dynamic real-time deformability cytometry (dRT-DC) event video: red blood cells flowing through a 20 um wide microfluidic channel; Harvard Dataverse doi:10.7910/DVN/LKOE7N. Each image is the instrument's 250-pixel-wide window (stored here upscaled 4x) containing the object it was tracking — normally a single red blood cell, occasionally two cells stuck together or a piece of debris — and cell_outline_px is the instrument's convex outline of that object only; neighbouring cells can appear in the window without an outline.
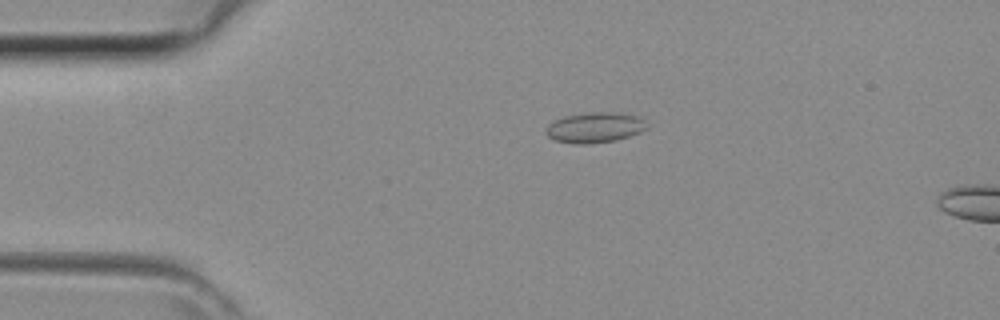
{"species": "common noctule bat (a hibernating species)", "species_latin": "Nyctalus noctula", "temperature_condition": "room temperature", "stored_images_in_passage": 40, "segment_of_instrument_passage": [1, 2], "camera_frame_rate_fps": 3000, "um_per_image_px": 0.085, "animal": {"sex": "female", "body_mass_g": 29.2, "forearm_length_mm": 56.3}, "frame": {"image": 1, "passage_image": 5, "time_ms": 1.333, "image_size_px": [1000, 320], "cell_outline_px": [[648, 128], [640, 132], [616, 140], [588, 144], [572, 144], [556, 140], [548, 136], [544, 132], [548, 124], [564, 116], [592, 112], [616, 112], [636, 116], [644, 120]], "centroid_in_image_um": [50.54, 10.84], "position_along_channel_um": 34.5, "area_um2": 17.8}}
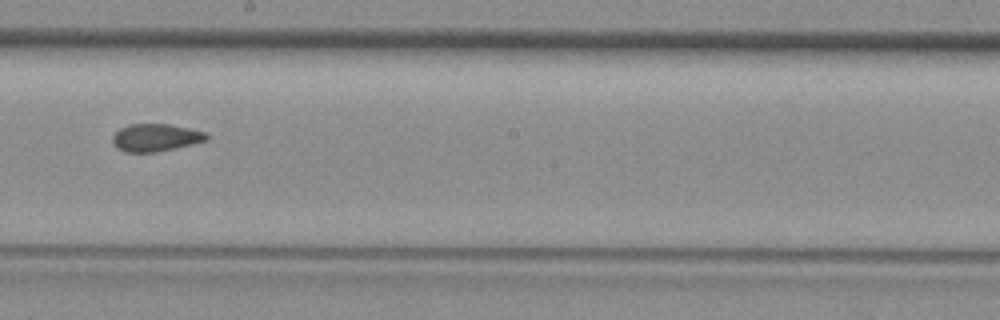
{"frame": {"image": 2, "passage_image": 20, "time_ms": 6.333, "image_size_px": [1000, 320], "cell_outline_px": [[208, 140], [156, 152], [124, 152], [116, 148], [112, 140], [112, 136], [120, 128], [128, 124], [168, 124], [188, 128], [204, 132], [208, 136]], "centroid_in_image_um": [13.18, 11.69], "position_along_channel_um": 235.0, "area_um2": 14.97}}
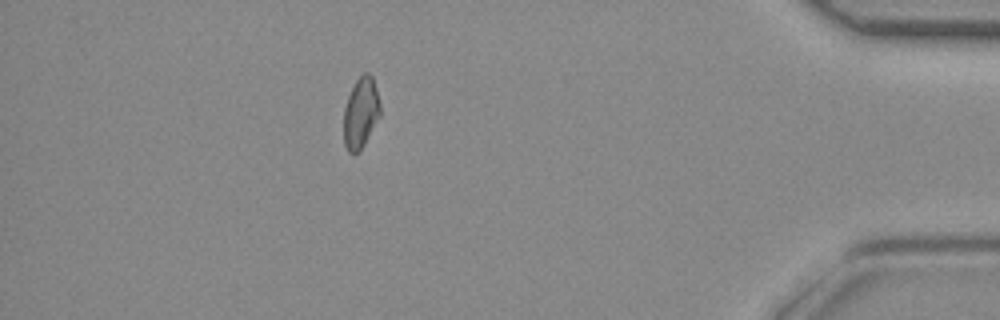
{"frame": {"image": 3, "passage_image": 34, "time_ms": 11.0, "image_size_px": [1000, 320], "cell_outline_px": [[380, 116], [364, 144], [356, 152], [348, 152], [344, 144], [344, 108], [348, 96], [356, 80], [364, 72], [368, 72], [372, 76], [380, 104]], "centroid_in_image_um": [30.66, 9.57], "position_along_channel_um": 404.5, "area_um2": 14.8}}